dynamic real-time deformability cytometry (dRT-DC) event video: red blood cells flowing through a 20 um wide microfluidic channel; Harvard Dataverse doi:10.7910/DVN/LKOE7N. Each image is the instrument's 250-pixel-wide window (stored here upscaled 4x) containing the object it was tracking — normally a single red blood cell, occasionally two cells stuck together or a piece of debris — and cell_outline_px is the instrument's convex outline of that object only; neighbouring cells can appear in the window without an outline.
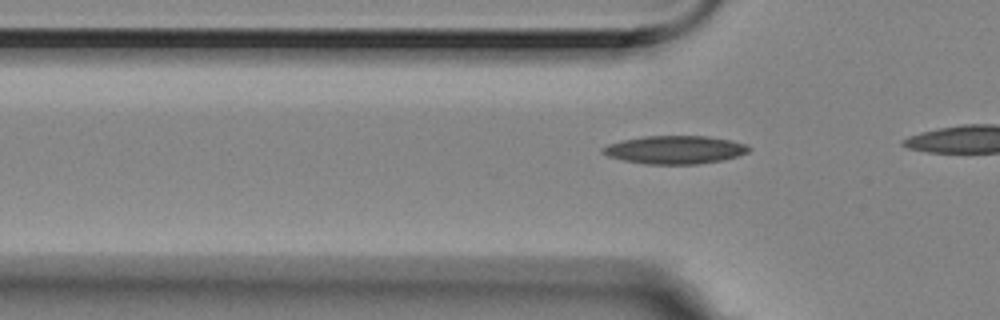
{"species": "Egyptian fruit bat (a non-hibernating species)", "species_latin": "Rousettus aegyptiacus", "temperature_condition": "room temperature", "stored_images_in_passage": 6, "segment_of_instrument_passage": [2, 2], "camera_frame_rate_fps": 3000, "um_per_image_px": 0.085, "animal": {"sex": "female"}, "frame": {"image": 1, "passage_image": 6, "time_ms": 1.667, "image_size_px": [1000, 320], "cell_outline_px": [[752, 148], [748, 152], [724, 160], [700, 164], [644, 164], [624, 160], [608, 156], [600, 152], [600, 148], [608, 144], [624, 140], [644, 136], [708, 136], [732, 140], [748, 144]], "centroid_in_image_um": [57.39, 12.73], "position_along_channel_um": 68.4, "area_um2": 24.16}}